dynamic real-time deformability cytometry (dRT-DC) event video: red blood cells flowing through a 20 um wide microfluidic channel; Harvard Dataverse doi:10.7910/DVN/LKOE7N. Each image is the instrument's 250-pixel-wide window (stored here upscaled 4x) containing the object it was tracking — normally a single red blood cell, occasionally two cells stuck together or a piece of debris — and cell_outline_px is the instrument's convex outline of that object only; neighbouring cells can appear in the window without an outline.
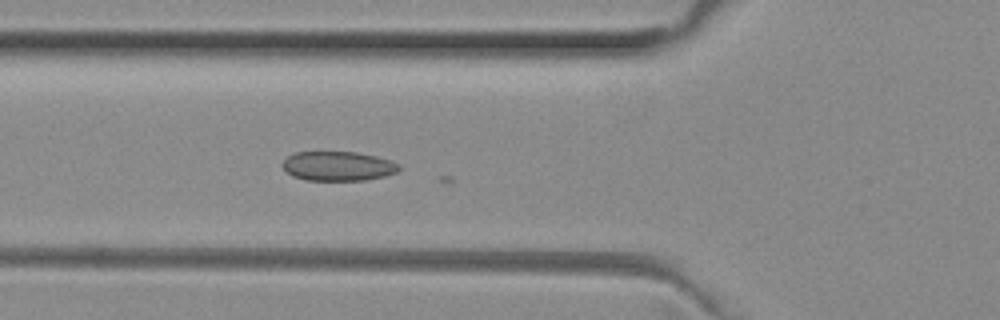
{"species": "common noctule bat (a hibernating species)", "species_latin": "Nyctalus noctula", "temperature_condition": "room temperature", "stored_images_in_passage": 12, "camera_frame_rate_fps": 3000, "um_per_image_px": 0.085, "animal": {"sex": "female", "body_mass_g": 29.2, "forearm_length_mm": 56.3}, "frame": {"image": 1, "passage_image": 8, "time_ms": 2.333, "image_size_px": [1000, 320], "cell_outline_px": [[400, 168], [396, 172], [384, 176], [364, 180], [304, 180], [292, 176], [280, 164], [288, 156], [296, 152], [356, 152], [376, 156], [392, 160], [400, 164]], "centroid_in_image_um": [28.74, 14.11], "position_along_channel_um": 97.1, "area_um2": 20.0}}